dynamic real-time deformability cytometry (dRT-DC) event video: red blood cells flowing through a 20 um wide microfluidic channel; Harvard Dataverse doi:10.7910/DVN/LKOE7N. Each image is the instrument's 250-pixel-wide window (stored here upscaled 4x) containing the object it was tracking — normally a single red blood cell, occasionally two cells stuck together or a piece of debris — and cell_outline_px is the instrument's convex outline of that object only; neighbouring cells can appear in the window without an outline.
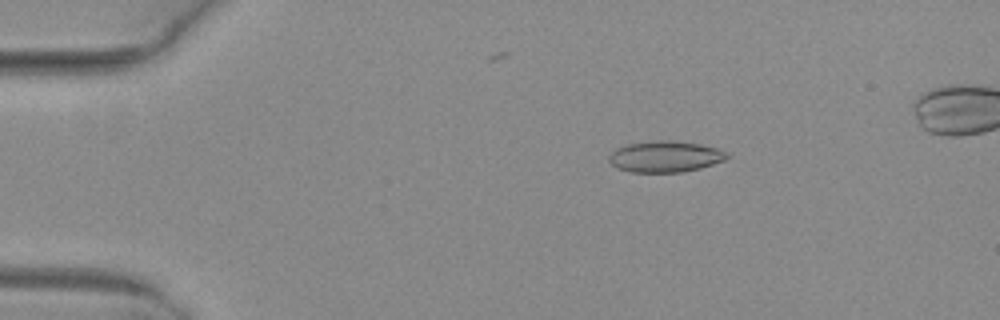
{"species": "common noctule bat (a hibernating species)", "species_latin": "Nyctalus noctula", "temperature_condition": "warm", "stored_images_in_passage": 6, "camera_frame_rate_fps": 3000, "um_per_image_px": 0.085, "animal": {"sex": "female", "body_mass_g": 29.2, "forearm_length_mm": 56.3}, "frame": {"image": 1, "passage_image": 3, "time_ms": 0.667, "image_size_px": [1000, 320], "cell_outline_px": [[728, 156], [724, 160], [700, 168], [680, 172], [632, 172], [616, 168], [608, 160], [608, 156], [616, 148], [628, 144], [660, 140], [672, 140], [700, 144], [716, 148], [728, 152]], "centroid_in_image_um": [56.52, 13.31], "position_along_channel_um": 28.5, "area_um2": 21.33}}